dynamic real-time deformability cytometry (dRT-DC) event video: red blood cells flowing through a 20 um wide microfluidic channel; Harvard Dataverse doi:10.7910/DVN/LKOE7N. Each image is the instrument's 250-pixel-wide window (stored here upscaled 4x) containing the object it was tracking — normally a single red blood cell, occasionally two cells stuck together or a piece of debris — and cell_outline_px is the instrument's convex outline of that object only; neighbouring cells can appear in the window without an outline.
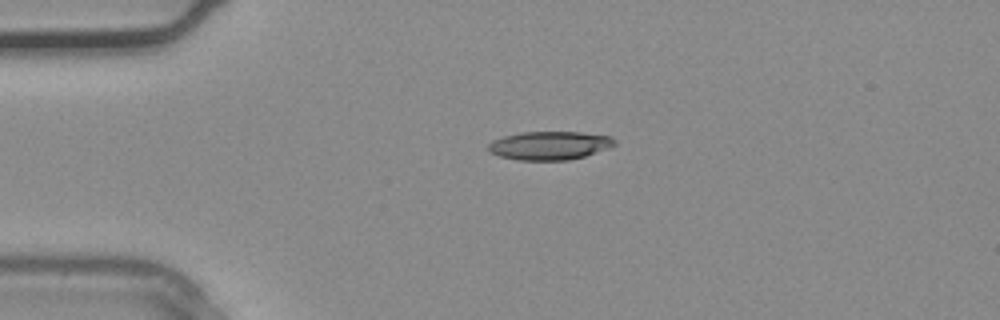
{"species": "common noctule bat (a hibernating species)", "species_latin": "Nyctalus noctula", "temperature_condition": "warm", "stored_images_in_passage": 2, "camera_frame_rate_fps": 3000, "um_per_image_px": 0.085, "animal": {"sex": "male", "body_mass_g": 20.4}, "frame": {"image": 1, "passage_image": 2, "time_ms": 0.333, "image_size_px": [1000, 320], "cell_outline_px": [[616, 144], [608, 148], [584, 156], [568, 160], [516, 160], [500, 156], [488, 152], [488, 144], [492, 140], [504, 136], [520, 132], [580, 132], [608, 136], [616, 140]], "centroid_in_image_um": [46.67, 12.37], "position_along_channel_um": 38.3, "area_um2": 20.92}}